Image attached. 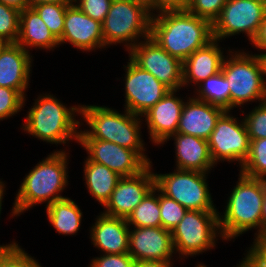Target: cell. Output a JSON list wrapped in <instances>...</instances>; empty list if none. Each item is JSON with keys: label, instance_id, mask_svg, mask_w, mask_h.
Instances as JSON below:
<instances>
[{"label": "cell", "instance_id": "obj_12", "mask_svg": "<svg viewBox=\"0 0 266 267\" xmlns=\"http://www.w3.org/2000/svg\"><path fill=\"white\" fill-rule=\"evenodd\" d=\"M129 58L153 74L171 90L183 88L182 62L167 53L152 38L141 41L128 51Z\"/></svg>", "mask_w": 266, "mask_h": 267}, {"label": "cell", "instance_id": "obj_4", "mask_svg": "<svg viewBox=\"0 0 266 267\" xmlns=\"http://www.w3.org/2000/svg\"><path fill=\"white\" fill-rule=\"evenodd\" d=\"M82 119L90 129L80 130L79 139H99L110 141L135 150L148 164L151 160L145 155V142L141 136L142 117L124 109V114L108 106L81 105ZM141 118V119H140Z\"/></svg>", "mask_w": 266, "mask_h": 267}, {"label": "cell", "instance_id": "obj_16", "mask_svg": "<svg viewBox=\"0 0 266 267\" xmlns=\"http://www.w3.org/2000/svg\"><path fill=\"white\" fill-rule=\"evenodd\" d=\"M129 250L135 262L172 261L175 253L171 231L162 227L129 229Z\"/></svg>", "mask_w": 266, "mask_h": 267}, {"label": "cell", "instance_id": "obj_39", "mask_svg": "<svg viewBox=\"0 0 266 267\" xmlns=\"http://www.w3.org/2000/svg\"><path fill=\"white\" fill-rule=\"evenodd\" d=\"M153 14L164 10H186L190 0H146Z\"/></svg>", "mask_w": 266, "mask_h": 267}, {"label": "cell", "instance_id": "obj_40", "mask_svg": "<svg viewBox=\"0 0 266 267\" xmlns=\"http://www.w3.org/2000/svg\"><path fill=\"white\" fill-rule=\"evenodd\" d=\"M251 44L262 52L260 54L266 53V17L263 19L259 31Z\"/></svg>", "mask_w": 266, "mask_h": 267}, {"label": "cell", "instance_id": "obj_45", "mask_svg": "<svg viewBox=\"0 0 266 267\" xmlns=\"http://www.w3.org/2000/svg\"><path fill=\"white\" fill-rule=\"evenodd\" d=\"M262 224H263V234H264L266 233V191L262 205Z\"/></svg>", "mask_w": 266, "mask_h": 267}, {"label": "cell", "instance_id": "obj_48", "mask_svg": "<svg viewBox=\"0 0 266 267\" xmlns=\"http://www.w3.org/2000/svg\"><path fill=\"white\" fill-rule=\"evenodd\" d=\"M5 44V42H3V41H1L0 40V50H1V48H2V46Z\"/></svg>", "mask_w": 266, "mask_h": 267}, {"label": "cell", "instance_id": "obj_13", "mask_svg": "<svg viewBox=\"0 0 266 267\" xmlns=\"http://www.w3.org/2000/svg\"><path fill=\"white\" fill-rule=\"evenodd\" d=\"M125 68V109L132 114L143 116L171 89L156 77L136 65L130 58Z\"/></svg>", "mask_w": 266, "mask_h": 267}, {"label": "cell", "instance_id": "obj_21", "mask_svg": "<svg viewBox=\"0 0 266 267\" xmlns=\"http://www.w3.org/2000/svg\"><path fill=\"white\" fill-rule=\"evenodd\" d=\"M188 98L182 109L177 133L208 140L225 110L194 97Z\"/></svg>", "mask_w": 266, "mask_h": 267}, {"label": "cell", "instance_id": "obj_15", "mask_svg": "<svg viewBox=\"0 0 266 267\" xmlns=\"http://www.w3.org/2000/svg\"><path fill=\"white\" fill-rule=\"evenodd\" d=\"M152 163L142 172L121 177L109 200L104 205V215L127 219L146 194L155 186Z\"/></svg>", "mask_w": 266, "mask_h": 267}, {"label": "cell", "instance_id": "obj_25", "mask_svg": "<svg viewBox=\"0 0 266 267\" xmlns=\"http://www.w3.org/2000/svg\"><path fill=\"white\" fill-rule=\"evenodd\" d=\"M84 181L88 192L102 206L109 200L121 176L110 170L105 165L90 161H84Z\"/></svg>", "mask_w": 266, "mask_h": 267}, {"label": "cell", "instance_id": "obj_9", "mask_svg": "<svg viewBox=\"0 0 266 267\" xmlns=\"http://www.w3.org/2000/svg\"><path fill=\"white\" fill-rule=\"evenodd\" d=\"M207 176L208 173L181 169H174L169 174L154 173L155 187L187 210L217 211L208 188Z\"/></svg>", "mask_w": 266, "mask_h": 267}, {"label": "cell", "instance_id": "obj_49", "mask_svg": "<svg viewBox=\"0 0 266 267\" xmlns=\"http://www.w3.org/2000/svg\"><path fill=\"white\" fill-rule=\"evenodd\" d=\"M5 186L4 182L0 180V187Z\"/></svg>", "mask_w": 266, "mask_h": 267}, {"label": "cell", "instance_id": "obj_14", "mask_svg": "<svg viewBox=\"0 0 266 267\" xmlns=\"http://www.w3.org/2000/svg\"><path fill=\"white\" fill-rule=\"evenodd\" d=\"M87 151L88 159L105 165L121 177L142 172L149 164L135 151L110 141L99 139H78Z\"/></svg>", "mask_w": 266, "mask_h": 267}, {"label": "cell", "instance_id": "obj_37", "mask_svg": "<svg viewBox=\"0 0 266 267\" xmlns=\"http://www.w3.org/2000/svg\"><path fill=\"white\" fill-rule=\"evenodd\" d=\"M113 0H73V3L90 18L103 23Z\"/></svg>", "mask_w": 266, "mask_h": 267}, {"label": "cell", "instance_id": "obj_26", "mask_svg": "<svg viewBox=\"0 0 266 267\" xmlns=\"http://www.w3.org/2000/svg\"><path fill=\"white\" fill-rule=\"evenodd\" d=\"M46 212L50 224L59 234L75 235L78 233L83 212L69 197L46 206Z\"/></svg>", "mask_w": 266, "mask_h": 267}, {"label": "cell", "instance_id": "obj_44", "mask_svg": "<svg viewBox=\"0 0 266 267\" xmlns=\"http://www.w3.org/2000/svg\"><path fill=\"white\" fill-rule=\"evenodd\" d=\"M29 7H33L34 5L40 3H73V0H28Z\"/></svg>", "mask_w": 266, "mask_h": 267}, {"label": "cell", "instance_id": "obj_18", "mask_svg": "<svg viewBox=\"0 0 266 267\" xmlns=\"http://www.w3.org/2000/svg\"><path fill=\"white\" fill-rule=\"evenodd\" d=\"M176 92L178 90H170L142 116L145 118L152 144H165L168 137L177 133L185 102L176 96Z\"/></svg>", "mask_w": 266, "mask_h": 267}, {"label": "cell", "instance_id": "obj_2", "mask_svg": "<svg viewBox=\"0 0 266 267\" xmlns=\"http://www.w3.org/2000/svg\"><path fill=\"white\" fill-rule=\"evenodd\" d=\"M68 152L60 149L49 154L26 174L12 207L11 216H19L37 204L66 198L61 195L68 185Z\"/></svg>", "mask_w": 266, "mask_h": 267}, {"label": "cell", "instance_id": "obj_29", "mask_svg": "<svg viewBox=\"0 0 266 267\" xmlns=\"http://www.w3.org/2000/svg\"><path fill=\"white\" fill-rule=\"evenodd\" d=\"M240 172L252 178L266 179V138L250 139L249 154Z\"/></svg>", "mask_w": 266, "mask_h": 267}, {"label": "cell", "instance_id": "obj_22", "mask_svg": "<svg viewBox=\"0 0 266 267\" xmlns=\"http://www.w3.org/2000/svg\"><path fill=\"white\" fill-rule=\"evenodd\" d=\"M219 40L213 39L206 46L197 49L182 62L183 87L199 85L205 79L221 71L225 55Z\"/></svg>", "mask_w": 266, "mask_h": 267}, {"label": "cell", "instance_id": "obj_43", "mask_svg": "<svg viewBox=\"0 0 266 267\" xmlns=\"http://www.w3.org/2000/svg\"><path fill=\"white\" fill-rule=\"evenodd\" d=\"M5 187L6 186L0 187V215H1V211H2V202H3L2 200H3L4 194H5L4 192H6ZM16 244L17 243L15 241H12L11 243H8L7 245L2 244V245H0V250L11 248V247L15 246Z\"/></svg>", "mask_w": 266, "mask_h": 267}, {"label": "cell", "instance_id": "obj_33", "mask_svg": "<svg viewBox=\"0 0 266 267\" xmlns=\"http://www.w3.org/2000/svg\"><path fill=\"white\" fill-rule=\"evenodd\" d=\"M0 267H42L30 254L26 253L18 244L0 250Z\"/></svg>", "mask_w": 266, "mask_h": 267}, {"label": "cell", "instance_id": "obj_30", "mask_svg": "<svg viewBox=\"0 0 266 267\" xmlns=\"http://www.w3.org/2000/svg\"><path fill=\"white\" fill-rule=\"evenodd\" d=\"M72 3H40L32 8L39 14L48 29L59 40L62 37L67 7Z\"/></svg>", "mask_w": 266, "mask_h": 267}, {"label": "cell", "instance_id": "obj_46", "mask_svg": "<svg viewBox=\"0 0 266 267\" xmlns=\"http://www.w3.org/2000/svg\"><path fill=\"white\" fill-rule=\"evenodd\" d=\"M260 56L262 65H263V72H264V78H266V53L265 54H257ZM266 84V79H265Z\"/></svg>", "mask_w": 266, "mask_h": 267}, {"label": "cell", "instance_id": "obj_5", "mask_svg": "<svg viewBox=\"0 0 266 267\" xmlns=\"http://www.w3.org/2000/svg\"><path fill=\"white\" fill-rule=\"evenodd\" d=\"M47 94L37 97L22 124L23 130L52 145L66 144L70 140L78 143L80 130L77 129L82 124L75 116H80L81 105L67 107L53 94Z\"/></svg>", "mask_w": 266, "mask_h": 267}, {"label": "cell", "instance_id": "obj_19", "mask_svg": "<svg viewBox=\"0 0 266 267\" xmlns=\"http://www.w3.org/2000/svg\"><path fill=\"white\" fill-rule=\"evenodd\" d=\"M33 58L17 42L5 43L0 50V86L17 90L26 100Z\"/></svg>", "mask_w": 266, "mask_h": 267}, {"label": "cell", "instance_id": "obj_36", "mask_svg": "<svg viewBox=\"0 0 266 267\" xmlns=\"http://www.w3.org/2000/svg\"><path fill=\"white\" fill-rule=\"evenodd\" d=\"M227 0H190L187 11L209 20L212 24L220 16Z\"/></svg>", "mask_w": 266, "mask_h": 267}, {"label": "cell", "instance_id": "obj_24", "mask_svg": "<svg viewBox=\"0 0 266 267\" xmlns=\"http://www.w3.org/2000/svg\"><path fill=\"white\" fill-rule=\"evenodd\" d=\"M17 43L28 52L30 48L51 50L60 45L59 40L48 29L39 14L31 7L20 11Z\"/></svg>", "mask_w": 266, "mask_h": 267}, {"label": "cell", "instance_id": "obj_6", "mask_svg": "<svg viewBox=\"0 0 266 267\" xmlns=\"http://www.w3.org/2000/svg\"><path fill=\"white\" fill-rule=\"evenodd\" d=\"M152 13L146 0H113L102 23L106 46L125 44L126 51L150 38Z\"/></svg>", "mask_w": 266, "mask_h": 267}, {"label": "cell", "instance_id": "obj_20", "mask_svg": "<svg viewBox=\"0 0 266 267\" xmlns=\"http://www.w3.org/2000/svg\"><path fill=\"white\" fill-rule=\"evenodd\" d=\"M90 228L91 243L103 254H125L129 250V229L125 218L101 213Z\"/></svg>", "mask_w": 266, "mask_h": 267}, {"label": "cell", "instance_id": "obj_11", "mask_svg": "<svg viewBox=\"0 0 266 267\" xmlns=\"http://www.w3.org/2000/svg\"><path fill=\"white\" fill-rule=\"evenodd\" d=\"M230 112L225 111L217 120L208 145L215 165L220 161H237L241 168L249 154L250 139L244 120H238Z\"/></svg>", "mask_w": 266, "mask_h": 267}, {"label": "cell", "instance_id": "obj_23", "mask_svg": "<svg viewBox=\"0 0 266 267\" xmlns=\"http://www.w3.org/2000/svg\"><path fill=\"white\" fill-rule=\"evenodd\" d=\"M174 139L176 169L209 173L215 164L211 158L208 140L186 134L175 133L164 142Z\"/></svg>", "mask_w": 266, "mask_h": 267}, {"label": "cell", "instance_id": "obj_34", "mask_svg": "<svg viewBox=\"0 0 266 267\" xmlns=\"http://www.w3.org/2000/svg\"><path fill=\"white\" fill-rule=\"evenodd\" d=\"M25 101L17 90L0 86V121L20 112Z\"/></svg>", "mask_w": 266, "mask_h": 267}, {"label": "cell", "instance_id": "obj_10", "mask_svg": "<svg viewBox=\"0 0 266 267\" xmlns=\"http://www.w3.org/2000/svg\"><path fill=\"white\" fill-rule=\"evenodd\" d=\"M265 17L266 0H227L212 24L213 39L220 41L245 33L252 42Z\"/></svg>", "mask_w": 266, "mask_h": 267}, {"label": "cell", "instance_id": "obj_38", "mask_svg": "<svg viewBox=\"0 0 266 267\" xmlns=\"http://www.w3.org/2000/svg\"><path fill=\"white\" fill-rule=\"evenodd\" d=\"M135 260L129 253L101 254L94 257L88 267H134Z\"/></svg>", "mask_w": 266, "mask_h": 267}, {"label": "cell", "instance_id": "obj_1", "mask_svg": "<svg viewBox=\"0 0 266 267\" xmlns=\"http://www.w3.org/2000/svg\"><path fill=\"white\" fill-rule=\"evenodd\" d=\"M157 13L152 14L150 38L181 62L213 40L212 23L207 19L187 10Z\"/></svg>", "mask_w": 266, "mask_h": 267}, {"label": "cell", "instance_id": "obj_35", "mask_svg": "<svg viewBox=\"0 0 266 267\" xmlns=\"http://www.w3.org/2000/svg\"><path fill=\"white\" fill-rule=\"evenodd\" d=\"M244 117L249 139L266 138V101L259 103Z\"/></svg>", "mask_w": 266, "mask_h": 267}, {"label": "cell", "instance_id": "obj_47", "mask_svg": "<svg viewBox=\"0 0 266 267\" xmlns=\"http://www.w3.org/2000/svg\"><path fill=\"white\" fill-rule=\"evenodd\" d=\"M195 267H207L206 265H204L203 263H201V264H198V265H196ZM237 267H243V262L241 261H239V265L237 264Z\"/></svg>", "mask_w": 266, "mask_h": 267}, {"label": "cell", "instance_id": "obj_32", "mask_svg": "<svg viewBox=\"0 0 266 267\" xmlns=\"http://www.w3.org/2000/svg\"><path fill=\"white\" fill-rule=\"evenodd\" d=\"M161 227L172 231L182 220L187 209L159 191Z\"/></svg>", "mask_w": 266, "mask_h": 267}, {"label": "cell", "instance_id": "obj_3", "mask_svg": "<svg viewBox=\"0 0 266 267\" xmlns=\"http://www.w3.org/2000/svg\"><path fill=\"white\" fill-rule=\"evenodd\" d=\"M266 191V179L252 178L239 173L231 191L223 215L219 213V227L223 240L235 239L246 231L257 229L263 234L262 205Z\"/></svg>", "mask_w": 266, "mask_h": 267}, {"label": "cell", "instance_id": "obj_41", "mask_svg": "<svg viewBox=\"0 0 266 267\" xmlns=\"http://www.w3.org/2000/svg\"><path fill=\"white\" fill-rule=\"evenodd\" d=\"M172 261H142L135 262L134 267H172Z\"/></svg>", "mask_w": 266, "mask_h": 267}, {"label": "cell", "instance_id": "obj_7", "mask_svg": "<svg viewBox=\"0 0 266 267\" xmlns=\"http://www.w3.org/2000/svg\"><path fill=\"white\" fill-rule=\"evenodd\" d=\"M228 51L230 53L224 57L221 71L229 81L230 110L251 101H266V84L260 56L244 50Z\"/></svg>", "mask_w": 266, "mask_h": 267}, {"label": "cell", "instance_id": "obj_17", "mask_svg": "<svg viewBox=\"0 0 266 267\" xmlns=\"http://www.w3.org/2000/svg\"><path fill=\"white\" fill-rule=\"evenodd\" d=\"M67 42L83 52L106 48L102 35V23L83 13L74 3L65 13L64 28L59 44Z\"/></svg>", "mask_w": 266, "mask_h": 267}, {"label": "cell", "instance_id": "obj_42", "mask_svg": "<svg viewBox=\"0 0 266 267\" xmlns=\"http://www.w3.org/2000/svg\"><path fill=\"white\" fill-rule=\"evenodd\" d=\"M0 2L10 7L16 8L19 11H23L25 8H29L28 0H0Z\"/></svg>", "mask_w": 266, "mask_h": 267}, {"label": "cell", "instance_id": "obj_28", "mask_svg": "<svg viewBox=\"0 0 266 267\" xmlns=\"http://www.w3.org/2000/svg\"><path fill=\"white\" fill-rule=\"evenodd\" d=\"M126 220L132 227H161L159 190L155 186Z\"/></svg>", "mask_w": 266, "mask_h": 267}, {"label": "cell", "instance_id": "obj_31", "mask_svg": "<svg viewBox=\"0 0 266 267\" xmlns=\"http://www.w3.org/2000/svg\"><path fill=\"white\" fill-rule=\"evenodd\" d=\"M20 11L0 2V40L15 43L19 37Z\"/></svg>", "mask_w": 266, "mask_h": 267}, {"label": "cell", "instance_id": "obj_8", "mask_svg": "<svg viewBox=\"0 0 266 267\" xmlns=\"http://www.w3.org/2000/svg\"><path fill=\"white\" fill-rule=\"evenodd\" d=\"M218 215V211L187 210L171 231L175 254L187 259L216 247V237L223 239Z\"/></svg>", "mask_w": 266, "mask_h": 267}, {"label": "cell", "instance_id": "obj_27", "mask_svg": "<svg viewBox=\"0 0 266 267\" xmlns=\"http://www.w3.org/2000/svg\"><path fill=\"white\" fill-rule=\"evenodd\" d=\"M196 88L195 93L197 92V95L193 96L195 99L218 106L225 111H230L229 81L222 71L205 79Z\"/></svg>", "mask_w": 266, "mask_h": 267}]
</instances>
